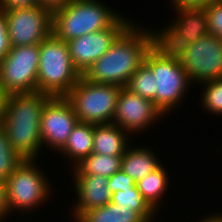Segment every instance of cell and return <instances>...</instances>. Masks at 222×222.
<instances>
[{
    "label": "cell",
    "mask_w": 222,
    "mask_h": 222,
    "mask_svg": "<svg viewBox=\"0 0 222 222\" xmlns=\"http://www.w3.org/2000/svg\"><path fill=\"white\" fill-rule=\"evenodd\" d=\"M150 49L149 30L132 22L82 76L94 83L126 87Z\"/></svg>",
    "instance_id": "1"
},
{
    "label": "cell",
    "mask_w": 222,
    "mask_h": 222,
    "mask_svg": "<svg viewBox=\"0 0 222 222\" xmlns=\"http://www.w3.org/2000/svg\"><path fill=\"white\" fill-rule=\"evenodd\" d=\"M51 97L37 91L8 96L1 125L12 148L23 160L39 162L37 159L43 148L40 122L44 105Z\"/></svg>",
    "instance_id": "2"
},
{
    "label": "cell",
    "mask_w": 222,
    "mask_h": 222,
    "mask_svg": "<svg viewBox=\"0 0 222 222\" xmlns=\"http://www.w3.org/2000/svg\"><path fill=\"white\" fill-rule=\"evenodd\" d=\"M99 0H71L53 10L52 33L62 41L106 30L121 16Z\"/></svg>",
    "instance_id": "3"
},
{
    "label": "cell",
    "mask_w": 222,
    "mask_h": 222,
    "mask_svg": "<svg viewBox=\"0 0 222 222\" xmlns=\"http://www.w3.org/2000/svg\"><path fill=\"white\" fill-rule=\"evenodd\" d=\"M39 51L37 92L65 96L81 76L72 64L67 42L52 33L39 44Z\"/></svg>",
    "instance_id": "4"
},
{
    "label": "cell",
    "mask_w": 222,
    "mask_h": 222,
    "mask_svg": "<svg viewBox=\"0 0 222 222\" xmlns=\"http://www.w3.org/2000/svg\"><path fill=\"white\" fill-rule=\"evenodd\" d=\"M40 169L35 160H25L5 181L10 215L14 211L29 214L31 210L37 209L52 198L50 197L51 193L54 194L52 184L49 183L48 175Z\"/></svg>",
    "instance_id": "5"
},
{
    "label": "cell",
    "mask_w": 222,
    "mask_h": 222,
    "mask_svg": "<svg viewBox=\"0 0 222 222\" xmlns=\"http://www.w3.org/2000/svg\"><path fill=\"white\" fill-rule=\"evenodd\" d=\"M121 86L88 81L82 75L65 95L72 105L78 122L112 123Z\"/></svg>",
    "instance_id": "6"
},
{
    "label": "cell",
    "mask_w": 222,
    "mask_h": 222,
    "mask_svg": "<svg viewBox=\"0 0 222 222\" xmlns=\"http://www.w3.org/2000/svg\"><path fill=\"white\" fill-rule=\"evenodd\" d=\"M144 63L154 75V104L164 116H168L183 102L192 86L187 72L179 61L162 57L152 48L145 55Z\"/></svg>",
    "instance_id": "7"
},
{
    "label": "cell",
    "mask_w": 222,
    "mask_h": 222,
    "mask_svg": "<svg viewBox=\"0 0 222 222\" xmlns=\"http://www.w3.org/2000/svg\"><path fill=\"white\" fill-rule=\"evenodd\" d=\"M39 44L11 46L0 61V87L8 95L37 91Z\"/></svg>",
    "instance_id": "8"
},
{
    "label": "cell",
    "mask_w": 222,
    "mask_h": 222,
    "mask_svg": "<svg viewBox=\"0 0 222 222\" xmlns=\"http://www.w3.org/2000/svg\"><path fill=\"white\" fill-rule=\"evenodd\" d=\"M11 46L40 44L52 34L53 11L41 5L3 11Z\"/></svg>",
    "instance_id": "9"
},
{
    "label": "cell",
    "mask_w": 222,
    "mask_h": 222,
    "mask_svg": "<svg viewBox=\"0 0 222 222\" xmlns=\"http://www.w3.org/2000/svg\"><path fill=\"white\" fill-rule=\"evenodd\" d=\"M180 63L191 84L222 78V40L211 33L201 37L190 44Z\"/></svg>",
    "instance_id": "10"
},
{
    "label": "cell",
    "mask_w": 222,
    "mask_h": 222,
    "mask_svg": "<svg viewBox=\"0 0 222 222\" xmlns=\"http://www.w3.org/2000/svg\"><path fill=\"white\" fill-rule=\"evenodd\" d=\"M133 20L123 15L109 28L76 37L67 41L70 57L75 69L83 75L104 53Z\"/></svg>",
    "instance_id": "11"
},
{
    "label": "cell",
    "mask_w": 222,
    "mask_h": 222,
    "mask_svg": "<svg viewBox=\"0 0 222 222\" xmlns=\"http://www.w3.org/2000/svg\"><path fill=\"white\" fill-rule=\"evenodd\" d=\"M77 123L74 109L65 96L51 97L44 105L40 122L42 146L58 153Z\"/></svg>",
    "instance_id": "12"
},
{
    "label": "cell",
    "mask_w": 222,
    "mask_h": 222,
    "mask_svg": "<svg viewBox=\"0 0 222 222\" xmlns=\"http://www.w3.org/2000/svg\"><path fill=\"white\" fill-rule=\"evenodd\" d=\"M165 117L155 104L122 87L116 105V112L112 123L127 131L132 139L133 134L144 132L154 122ZM159 120V121H158Z\"/></svg>",
    "instance_id": "13"
},
{
    "label": "cell",
    "mask_w": 222,
    "mask_h": 222,
    "mask_svg": "<svg viewBox=\"0 0 222 222\" xmlns=\"http://www.w3.org/2000/svg\"><path fill=\"white\" fill-rule=\"evenodd\" d=\"M71 178L74 181L73 187L77 199L71 209L74 222L85 211L105 206L111 202L112 192L108 186V177L73 174Z\"/></svg>",
    "instance_id": "14"
},
{
    "label": "cell",
    "mask_w": 222,
    "mask_h": 222,
    "mask_svg": "<svg viewBox=\"0 0 222 222\" xmlns=\"http://www.w3.org/2000/svg\"><path fill=\"white\" fill-rule=\"evenodd\" d=\"M129 135L127 131L114 123L94 124L92 153L123 156L131 144Z\"/></svg>",
    "instance_id": "15"
},
{
    "label": "cell",
    "mask_w": 222,
    "mask_h": 222,
    "mask_svg": "<svg viewBox=\"0 0 222 222\" xmlns=\"http://www.w3.org/2000/svg\"><path fill=\"white\" fill-rule=\"evenodd\" d=\"M173 10L177 15L170 24L191 44L210 34L208 17L203 8H174Z\"/></svg>",
    "instance_id": "16"
},
{
    "label": "cell",
    "mask_w": 222,
    "mask_h": 222,
    "mask_svg": "<svg viewBox=\"0 0 222 222\" xmlns=\"http://www.w3.org/2000/svg\"><path fill=\"white\" fill-rule=\"evenodd\" d=\"M159 30L148 29L151 35V48L160 56L169 60L181 61L190 42L180 36L178 31L170 24Z\"/></svg>",
    "instance_id": "17"
},
{
    "label": "cell",
    "mask_w": 222,
    "mask_h": 222,
    "mask_svg": "<svg viewBox=\"0 0 222 222\" xmlns=\"http://www.w3.org/2000/svg\"><path fill=\"white\" fill-rule=\"evenodd\" d=\"M127 147L122 156L121 170L129 175L135 182L143 179L161 165L159 157L153 150L142 145L139 147Z\"/></svg>",
    "instance_id": "18"
},
{
    "label": "cell",
    "mask_w": 222,
    "mask_h": 222,
    "mask_svg": "<svg viewBox=\"0 0 222 222\" xmlns=\"http://www.w3.org/2000/svg\"><path fill=\"white\" fill-rule=\"evenodd\" d=\"M93 129L94 124L78 122L65 146L58 152L68 157L71 168L78 164L83 158L88 157L93 150ZM61 152V153H60Z\"/></svg>",
    "instance_id": "19"
},
{
    "label": "cell",
    "mask_w": 222,
    "mask_h": 222,
    "mask_svg": "<svg viewBox=\"0 0 222 222\" xmlns=\"http://www.w3.org/2000/svg\"><path fill=\"white\" fill-rule=\"evenodd\" d=\"M168 175V170L163 164H161L157 169L149 173L143 179L137 181L135 184L144 200L156 213H158L159 208L162 207L160 205H162L163 195L167 192L170 183Z\"/></svg>",
    "instance_id": "20"
},
{
    "label": "cell",
    "mask_w": 222,
    "mask_h": 222,
    "mask_svg": "<svg viewBox=\"0 0 222 222\" xmlns=\"http://www.w3.org/2000/svg\"><path fill=\"white\" fill-rule=\"evenodd\" d=\"M75 222H146V220L132 208L110 202L105 206L85 211Z\"/></svg>",
    "instance_id": "21"
},
{
    "label": "cell",
    "mask_w": 222,
    "mask_h": 222,
    "mask_svg": "<svg viewBox=\"0 0 222 222\" xmlns=\"http://www.w3.org/2000/svg\"><path fill=\"white\" fill-rule=\"evenodd\" d=\"M122 156H107L91 153L76 164L71 172L73 174L99 175L110 177L121 169Z\"/></svg>",
    "instance_id": "22"
},
{
    "label": "cell",
    "mask_w": 222,
    "mask_h": 222,
    "mask_svg": "<svg viewBox=\"0 0 222 222\" xmlns=\"http://www.w3.org/2000/svg\"><path fill=\"white\" fill-rule=\"evenodd\" d=\"M111 202L130 207L138 212L146 221L156 218V212L144 200L142 194L138 191L136 185L131 189L118 190L112 194Z\"/></svg>",
    "instance_id": "23"
},
{
    "label": "cell",
    "mask_w": 222,
    "mask_h": 222,
    "mask_svg": "<svg viewBox=\"0 0 222 222\" xmlns=\"http://www.w3.org/2000/svg\"><path fill=\"white\" fill-rule=\"evenodd\" d=\"M24 161L12 148L5 129L0 125V181H6Z\"/></svg>",
    "instance_id": "24"
},
{
    "label": "cell",
    "mask_w": 222,
    "mask_h": 222,
    "mask_svg": "<svg viewBox=\"0 0 222 222\" xmlns=\"http://www.w3.org/2000/svg\"><path fill=\"white\" fill-rule=\"evenodd\" d=\"M126 88L154 103V75L145 63L132 75Z\"/></svg>",
    "instance_id": "25"
},
{
    "label": "cell",
    "mask_w": 222,
    "mask_h": 222,
    "mask_svg": "<svg viewBox=\"0 0 222 222\" xmlns=\"http://www.w3.org/2000/svg\"><path fill=\"white\" fill-rule=\"evenodd\" d=\"M201 86L204 87L200 96L201 107L208 113L222 116V78L204 82Z\"/></svg>",
    "instance_id": "26"
},
{
    "label": "cell",
    "mask_w": 222,
    "mask_h": 222,
    "mask_svg": "<svg viewBox=\"0 0 222 222\" xmlns=\"http://www.w3.org/2000/svg\"><path fill=\"white\" fill-rule=\"evenodd\" d=\"M203 9L208 17L210 33L222 40V0H213Z\"/></svg>",
    "instance_id": "27"
},
{
    "label": "cell",
    "mask_w": 222,
    "mask_h": 222,
    "mask_svg": "<svg viewBox=\"0 0 222 222\" xmlns=\"http://www.w3.org/2000/svg\"><path fill=\"white\" fill-rule=\"evenodd\" d=\"M135 184L136 182L121 169L108 179V186L110 187L112 194L118 190L131 189Z\"/></svg>",
    "instance_id": "28"
},
{
    "label": "cell",
    "mask_w": 222,
    "mask_h": 222,
    "mask_svg": "<svg viewBox=\"0 0 222 222\" xmlns=\"http://www.w3.org/2000/svg\"><path fill=\"white\" fill-rule=\"evenodd\" d=\"M7 30L6 15L0 10V61L4 59L11 49Z\"/></svg>",
    "instance_id": "29"
},
{
    "label": "cell",
    "mask_w": 222,
    "mask_h": 222,
    "mask_svg": "<svg viewBox=\"0 0 222 222\" xmlns=\"http://www.w3.org/2000/svg\"><path fill=\"white\" fill-rule=\"evenodd\" d=\"M40 5L38 0H0V10H14Z\"/></svg>",
    "instance_id": "30"
},
{
    "label": "cell",
    "mask_w": 222,
    "mask_h": 222,
    "mask_svg": "<svg viewBox=\"0 0 222 222\" xmlns=\"http://www.w3.org/2000/svg\"><path fill=\"white\" fill-rule=\"evenodd\" d=\"M173 8H205L213 0H170ZM173 5V6H172Z\"/></svg>",
    "instance_id": "31"
},
{
    "label": "cell",
    "mask_w": 222,
    "mask_h": 222,
    "mask_svg": "<svg viewBox=\"0 0 222 222\" xmlns=\"http://www.w3.org/2000/svg\"><path fill=\"white\" fill-rule=\"evenodd\" d=\"M9 215V209L6 200L5 181H0V219H6L10 217Z\"/></svg>",
    "instance_id": "32"
},
{
    "label": "cell",
    "mask_w": 222,
    "mask_h": 222,
    "mask_svg": "<svg viewBox=\"0 0 222 222\" xmlns=\"http://www.w3.org/2000/svg\"><path fill=\"white\" fill-rule=\"evenodd\" d=\"M38 1L41 6L51 9L53 11L59 7L65 6L71 0H38Z\"/></svg>",
    "instance_id": "33"
},
{
    "label": "cell",
    "mask_w": 222,
    "mask_h": 222,
    "mask_svg": "<svg viewBox=\"0 0 222 222\" xmlns=\"http://www.w3.org/2000/svg\"><path fill=\"white\" fill-rule=\"evenodd\" d=\"M8 96L9 95L5 92V90L2 87H0V125L5 115V109H6Z\"/></svg>",
    "instance_id": "34"
},
{
    "label": "cell",
    "mask_w": 222,
    "mask_h": 222,
    "mask_svg": "<svg viewBox=\"0 0 222 222\" xmlns=\"http://www.w3.org/2000/svg\"><path fill=\"white\" fill-rule=\"evenodd\" d=\"M214 215H206L203 216V219L197 221V222H222V213H213Z\"/></svg>",
    "instance_id": "35"
}]
</instances>
